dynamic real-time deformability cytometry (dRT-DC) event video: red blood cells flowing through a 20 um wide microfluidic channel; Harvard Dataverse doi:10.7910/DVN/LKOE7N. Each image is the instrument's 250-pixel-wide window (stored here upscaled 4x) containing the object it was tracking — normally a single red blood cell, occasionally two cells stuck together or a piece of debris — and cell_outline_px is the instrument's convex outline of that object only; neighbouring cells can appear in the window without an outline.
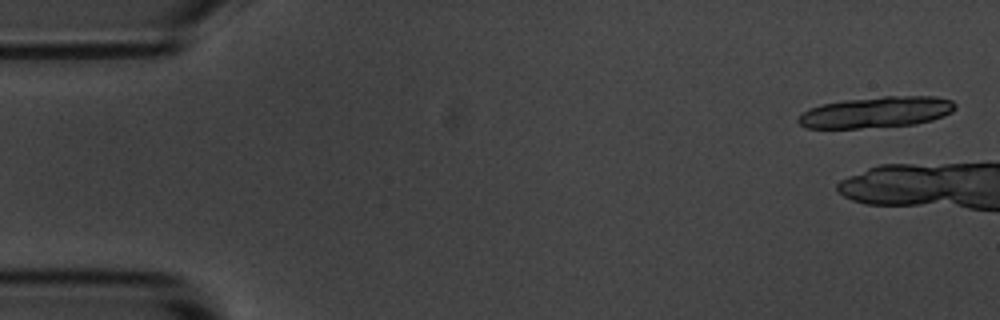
{"species": "common noctule bat (a hibernating species)", "species_latin": "Nyctalus noctula", "temperature_condition": "room temperature", "stored_images_in_passage": 4, "camera_frame_rate_fps": 3000, "um_per_image_px": 0.085, "animal": {"sex": "male", "body_mass_g": 20.1, "forearm_length_mm": 53.5}, "frame": {"image": 1, "passage_image": 1, "time_ms": 0.0, "image_size_px": [1000, 320], "cell_outline_px": [[956, 108], [952, 112], [944, 116], [932, 120], [916, 124], [860, 128], [808, 128], [800, 124], [796, 120], [804, 112], [820, 104], [844, 100], [884, 96], [936, 96], [952, 100], [956, 104]], "centroid_in_image_um": [74.53, 9.53], "position_along_channel_um": 10.5, "area_um2": 28.44}}